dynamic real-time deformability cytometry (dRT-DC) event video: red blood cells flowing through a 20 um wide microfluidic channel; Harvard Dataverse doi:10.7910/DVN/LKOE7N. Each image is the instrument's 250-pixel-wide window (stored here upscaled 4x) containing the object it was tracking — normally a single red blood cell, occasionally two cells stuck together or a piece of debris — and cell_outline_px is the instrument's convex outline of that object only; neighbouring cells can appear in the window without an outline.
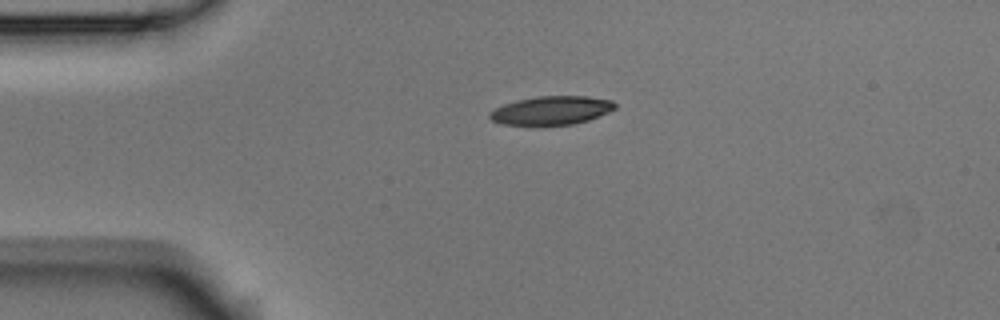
{"species": "Egyptian fruit bat (a non-hibernating species)", "species_latin": "Rousettus aegyptiacus", "temperature_condition": "room temperature", "stored_images_in_passage": 3, "camera_frame_rate_fps": 3000, "um_per_image_px": 0.085, "animal": {"sex": "male"}, "frame": {"image": 1, "passage_image": 1, "time_ms": 0.0, "image_size_px": [1000, 320], "cell_outline_px": [[616, 108], [608, 112], [588, 120], [572, 124], [504, 124], [492, 120], [488, 116], [488, 112], [504, 104], [516, 100], [536, 96], [588, 96], [612, 100], [616, 104]], "centroid_in_image_um": [46.88, 9.36], "position_along_channel_um": 38.1, "area_um2": 20.63}}
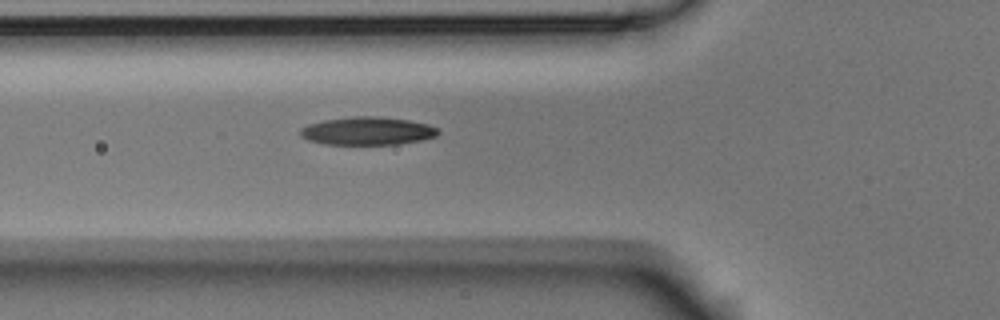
{"frame": {"image": 2, "passage_image": 3, "time_ms": 0.667, "image_size_px": [1000, 320], "cell_outline_px": [[440, 132], [436, 136], [420, 140], [400, 144], [324, 144], [308, 140], [300, 136], [300, 128], [308, 124], [324, 120], [352, 116], [376, 116], [408, 120], [428, 124], [440, 128]], "centroid_in_image_um": [31.24, 11.13], "position_along_channel_um": 94.6, "area_um2": 22.6}}